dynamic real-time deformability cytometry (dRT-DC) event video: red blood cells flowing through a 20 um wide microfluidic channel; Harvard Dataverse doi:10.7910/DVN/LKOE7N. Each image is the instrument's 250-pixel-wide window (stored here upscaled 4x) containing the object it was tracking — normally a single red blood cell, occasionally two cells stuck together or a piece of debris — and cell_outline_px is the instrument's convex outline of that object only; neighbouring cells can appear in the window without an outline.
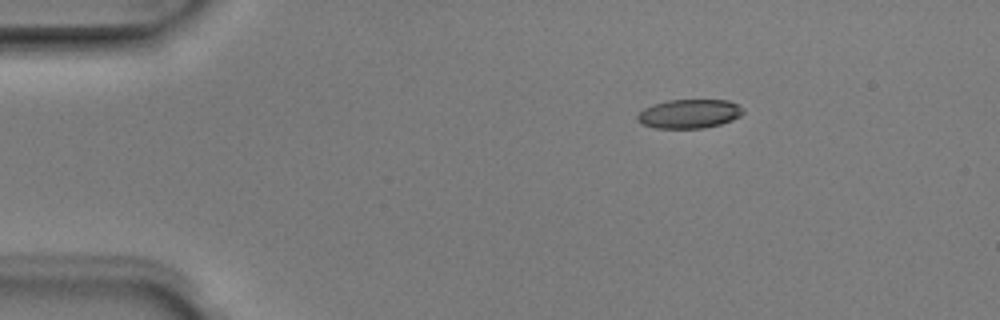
{"species": "Egyptian fruit bat (a non-hibernating species)", "species_latin": "Rousettus aegyptiacus", "temperature_condition": "room temperature", "stored_images_in_passage": 3, "camera_frame_rate_fps": 3000, "um_per_image_px": 0.085, "animal": {"sex": "male"}, "frame": {"image": 1, "passage_image": 1, "time_ms": 0.0, "image_size_px": [1000, 320], "cell_outline_px": [[744, 112], [740, 116], [732, 120], [720, 124], [700, 128], [656, 128], [644, 124], [636, 120], [636, 116], [644, 108], [652, 104], [668, 100], [728, 100], [744, 108]], "centroid_in_image_um": [58.58, 9.66], "position_along_channel_um": 26.4, "area_um2": 17.8}}
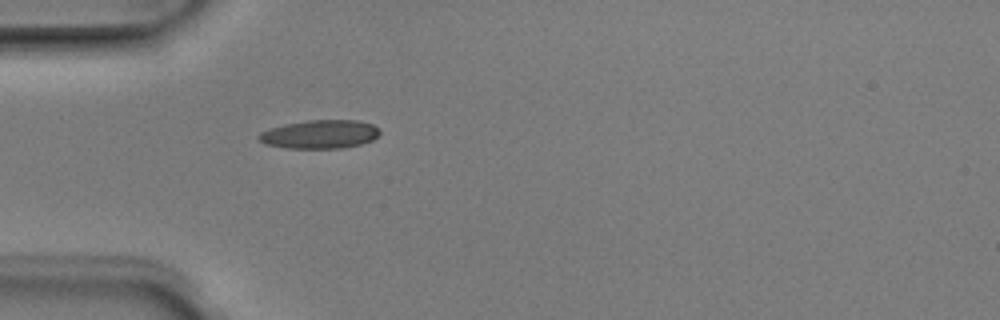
{"frame": {"image": 2, "passage_image": 3, "time_ms": 0.667, "image_size_px": [1000, 320], "cell_outline_px": [[380, 132], [372, 140], [360, 144], [340, 148], [288, 148], [264, 144], [256, 136], [260, 132], [268, 128], [308, 120], [356, 120], [372, 124]], "centroid_in_image_um": [27.14, 11.41], "position_along_channel_um": 57.9, "area_um2": 19.94}}